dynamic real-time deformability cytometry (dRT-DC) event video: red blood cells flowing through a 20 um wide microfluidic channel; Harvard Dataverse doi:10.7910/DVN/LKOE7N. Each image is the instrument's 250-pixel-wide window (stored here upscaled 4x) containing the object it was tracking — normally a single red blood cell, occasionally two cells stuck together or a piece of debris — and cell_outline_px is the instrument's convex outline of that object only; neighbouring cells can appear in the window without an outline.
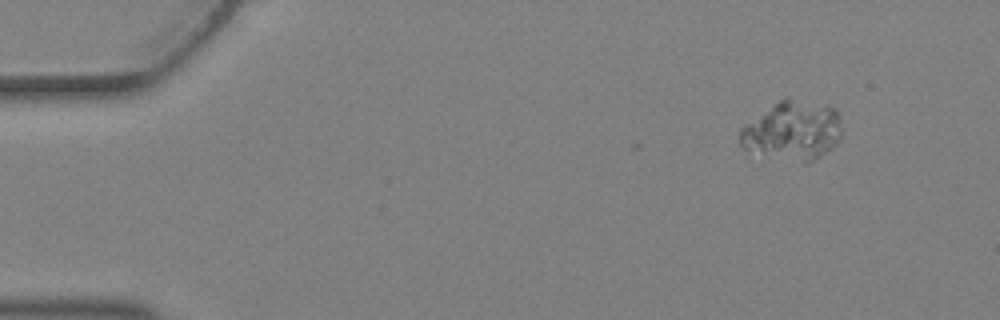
{"species": "Egyptian fruit bat (a non-hibernating species)", "species_latin": "Rousettus aegyptiacus", "temperature_condition": "warm", "stored_images_in_passage": 3, "camera_frame_rate_fps": 3000, "um_per_image_px": 0.085, "animal": {"sex": "female"}, "frame": {"image": 1, "passage_image": 1, "time_ms": 0.0, "image_size_px": [1000, 320], "cell_outline_px": [[840, 140], [820, 156], [808, 164], [804, 164], [744, 148], [740, 144], [740, 128], [780, 100], [788, 96], [836, 108], [840, 120]], "centroid_in_image_um": [67.41, 11.09], "position_along_channel_um": 17.6, "area_um2": 34.56}}